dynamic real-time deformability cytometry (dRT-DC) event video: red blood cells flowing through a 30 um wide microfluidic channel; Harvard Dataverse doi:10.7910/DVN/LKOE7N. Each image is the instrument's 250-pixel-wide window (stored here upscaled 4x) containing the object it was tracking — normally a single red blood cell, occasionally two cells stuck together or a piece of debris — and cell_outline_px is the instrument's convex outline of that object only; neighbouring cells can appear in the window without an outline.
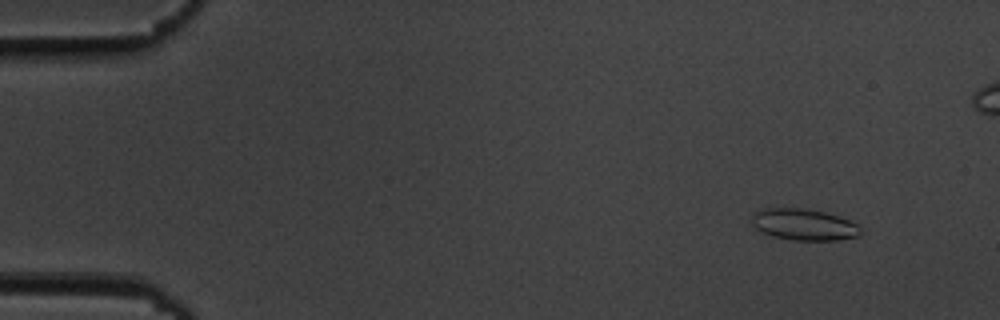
{"species": "common noctule bat (a hibernating species)", "species_latin": "Nyctalus noctula", "temperature_condition": "cold", "stored_images_in_passage": 50, "camera_frame_rate_fps": 3000, "um_per_image_px": 0.085, "animal": {"sex": "male", "body_mass_g": 19.5, "forearm_length_mm": 54.6}, "frame": {"image": 1, "passage_image": 4, "time_ms": 1.0, "image_size_px": [1000, 320], "cell_outline_px": [[860, 232], [856, 236], [836, 240], [792, 240], [772, 236], [760, 232], [752, 224], [752, 216], [756, 212], [768, 208], [804, 208], [824, 212], [848, 220], [856, 224], [860, 228]], "centroid_in_image_um": [68.28, 19.09], "position_along_channel_um": 16.7, "area_um2": 19.65}}
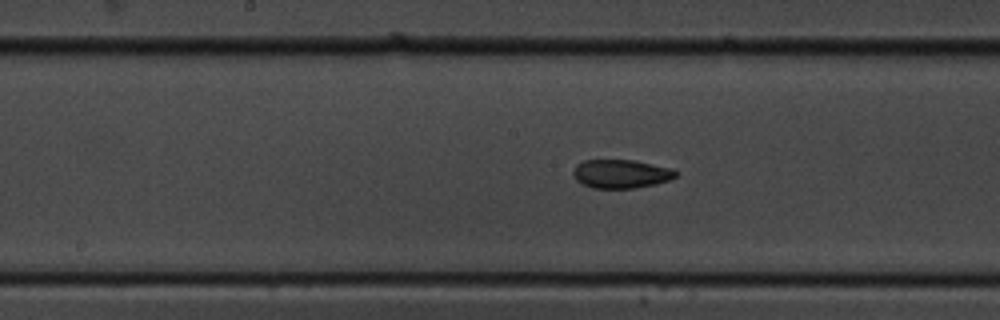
{"frame": {"image": 2, "passage_image": 27, "time_ms": 8.667, "image_size_px": [1000, 320], "cell_outline_px": [[676, 176], [668, 180], [656, 184], [636, 188], [592, 188], [576, 180], [572, 172], [576, 164], [584, 160], [632, 160], [672, 168], [676, 172]], "centroid_in_image_um": [52.76, 14.77], "position_along_channel_um": 195.4, "area_um2": 17.05}}
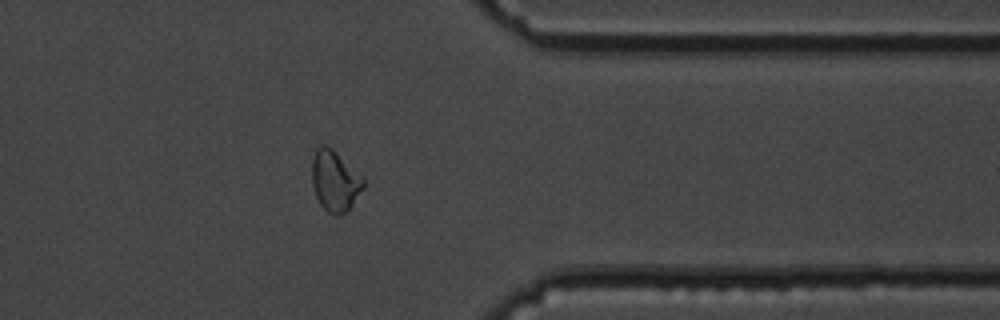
{"frame": {"image": 3, "passage_image": 43, "time_ms": 14.0, "image_size_px": [1000, 320], "cell_outline_px": [[364, 188], [352, 204], [340, 216], [336, 216], [328, 212], [320, 204], [316, 196], [312, 184], [312, 156], [316, 148], [320, 144], [324, 144], [332, 148], [364, 176]], "centroid_in_image_um": [28.47, 15.34], "position_along_channel_um": 382.9, "area_um2": 18.44}}